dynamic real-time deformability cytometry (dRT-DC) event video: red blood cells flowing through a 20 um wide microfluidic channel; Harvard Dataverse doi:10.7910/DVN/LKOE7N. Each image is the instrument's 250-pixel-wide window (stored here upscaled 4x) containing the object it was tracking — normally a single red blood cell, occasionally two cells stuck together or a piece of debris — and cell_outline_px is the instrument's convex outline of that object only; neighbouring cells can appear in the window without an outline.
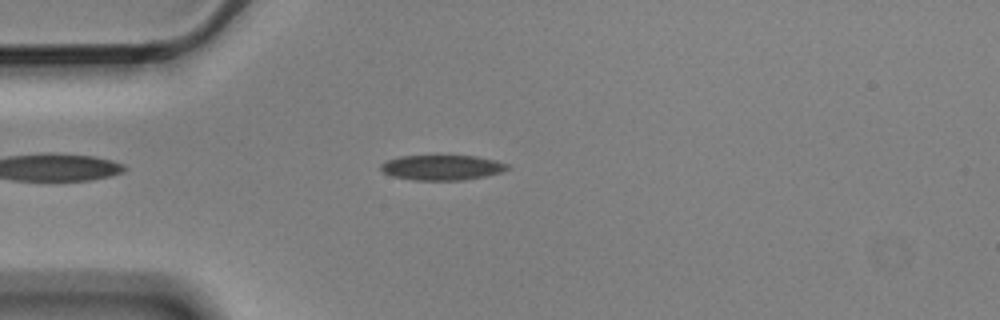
{"species": "Egyptian fruit bat (a non-hibernating species)", "species_latin": "Rousettus aegyptiacus", "temperature_condition": "cold", "stored_images_in_passage": 4, "camera_frame_rate_fps": 3000, "um_per_image_px": 0.085, "animal": {"sex": "male"}, "frame": {"image": 1, "passage_image": 4, "time_ms": 1.0, "image_size_px": [1000, 320], "cell_outline_px": [[512, 168], [488, 176], [464, 180], [412, 180], [392, 176], [384, 172], [380, 168], [380, 164], [388, 160], [400, 156], [476, 156], [496, 160], [508, 164]], "centroid_in_image_um": [37.61, 14.24], "position_along_channel_um": 47.4, "area_um2": 18.61}}